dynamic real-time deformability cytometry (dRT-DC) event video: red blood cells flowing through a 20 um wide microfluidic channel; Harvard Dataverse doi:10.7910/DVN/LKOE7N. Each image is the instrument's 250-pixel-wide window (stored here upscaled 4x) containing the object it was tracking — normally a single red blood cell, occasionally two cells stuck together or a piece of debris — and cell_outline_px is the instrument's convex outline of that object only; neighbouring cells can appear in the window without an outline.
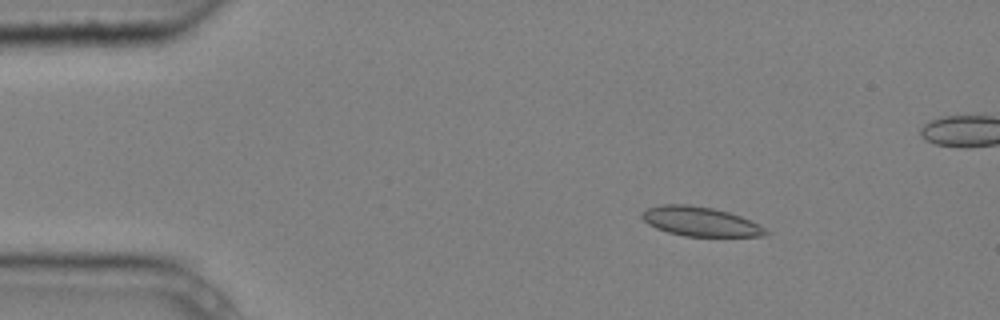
{"species": "common noctule bat (a hibernating species)", "species_latin": "Nyctalus noctula", "temperature_condition": "cold", "stored_images_in_passage": 4, "camera_frame_rate_fps": 3000, "um_per_image_px": 0.085, "animal": {"sex": "male", "body_mass_g": 20.4}, "frame": {"image": 1, "passage_image": 1, "time_ms": 0.0, "image_size_px": [1000, 320], "cell_outline_px": [[768, 236], [684, 236], [668, 232], [656, 228], [648, 224], [640, 216], [640, 212], [648, 208], [660, 204], [688, 204], [712, 208], [728, 212], [740, 216], [764, 228], [768, 232]], "centroid_in_image_um": [59.46, 18.82], "position_along_channel_um": 25.5, "area_um2": 21.04}}
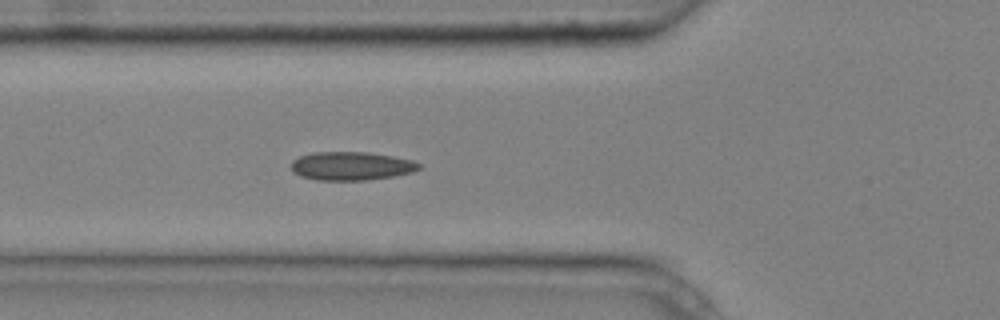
{"frame": {"image": 2, "passage_image": 4, "time_ms": 1.0, "image_size_px": [1000, 320], "cell_outline_px": [[420, 168], [412, 172], [392, 176], [368, 180], [316, 180], [300, 176], [292, 172], [292, 160], [300, 156], [312, 152], [368, 152], [392, 156], [412, 160], [420, 164]], "centroid_in_image_um": [29.83, 14.11], "position_along_channel_um": 96.0, "area_um2": 21.21}}